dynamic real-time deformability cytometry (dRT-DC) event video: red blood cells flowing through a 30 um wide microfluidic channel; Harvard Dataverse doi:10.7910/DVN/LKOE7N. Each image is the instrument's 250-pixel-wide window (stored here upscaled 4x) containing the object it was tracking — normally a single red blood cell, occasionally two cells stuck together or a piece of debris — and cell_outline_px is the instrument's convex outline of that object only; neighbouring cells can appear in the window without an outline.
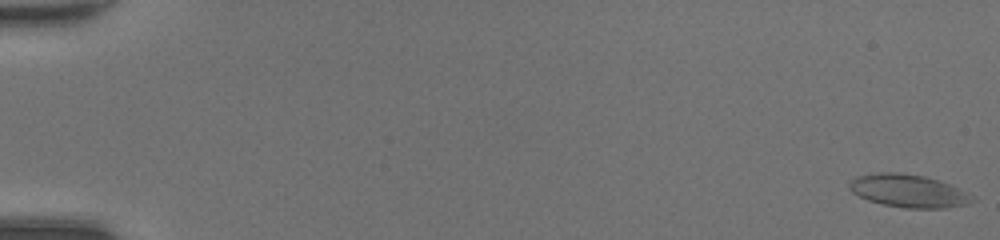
{"species": "common noctule bat (a hibernating species)", "species_latin": "Nyctalus noctula", "temperature_condition": "room temperature", "stored_images_in_passage": 49, "camera_frame_rate_fps": 3000, "um_per_image_px": 0.085, "animal": {"sex": "female", "body_mass_g": 20.0, "forearm_length_mm": 54.0}, "frame": {"image": 1, "passage_image": 1, "time_ms": 0.0, "image_size_px": [1000, 240], "cell_outline_px": [[976, 200], [968, 204], [944, 208], [904, 208], [884, 204], [868, 200], [852, 192], [848, 188], [848, 184], [856, 176], [876, 172], [896, 172], [924, 176], [948, 184], [976, 196]], "centroid_in_image_um": [77.22, 16.23], "position_along_channel_um": 7.8, "area_um2": 23.52}}
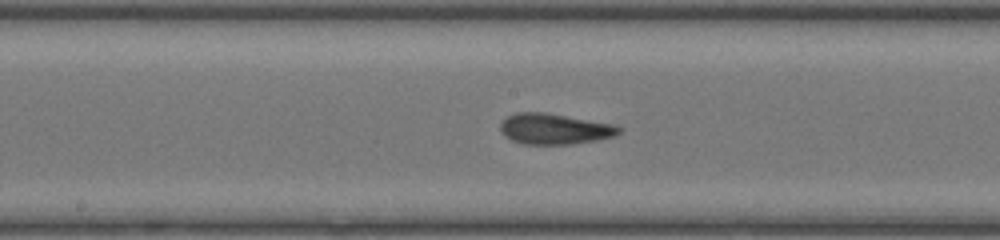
{"frame": {"image": 2, "passage_image": 27, "time_ms": 8.667, "image_size_px": [1000, 240], "cell_outline_px": [[624, 128], [620, 132], [612, 136], [596, 140], [572, 144], [524, 144], [512, 140], [504, 136], [500, 132], [500, 124], [508, 116], [516, 112], [548, 112], [616, 124]], "centroid_in_image_um": [47.15, 10.94], "position_along_channel_um": 201.0, "area_um2": 21.5}}
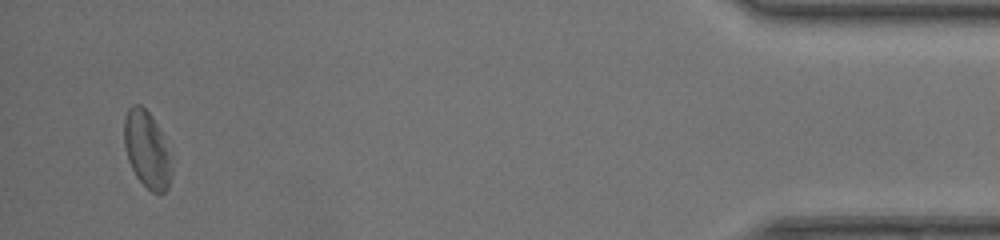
{"frame": {"image": 3, "passage_image": 47, "time_ms": 15.333, "image_size_px": [1000, 240], "cell_outline_px": [[172, 176], [168, 188], [164, 192], [152, 192], [136, 176], [128, 160], [124, 144], [124, 120], [128, 108], [132, 104], [140, 104], [152, 116], [160, 132], [168, 152], [172, 168]], "centroid_in_image_um": [12.47, 12.71], "position_along_channel_um": 422.7, "area_um2": 20.87}, "authors_computed_cell_mechanics": {"area_um2": 21.386, "velocity_mm_per_s": 4.4032, "shape_relaxation_time_tau1_ms": 5.0595, "shape_relaxation_time_tau2_ms": 2.1063, "deformation_change_tau1": 0.1332, "deformation_change_tau2": 0.102}}